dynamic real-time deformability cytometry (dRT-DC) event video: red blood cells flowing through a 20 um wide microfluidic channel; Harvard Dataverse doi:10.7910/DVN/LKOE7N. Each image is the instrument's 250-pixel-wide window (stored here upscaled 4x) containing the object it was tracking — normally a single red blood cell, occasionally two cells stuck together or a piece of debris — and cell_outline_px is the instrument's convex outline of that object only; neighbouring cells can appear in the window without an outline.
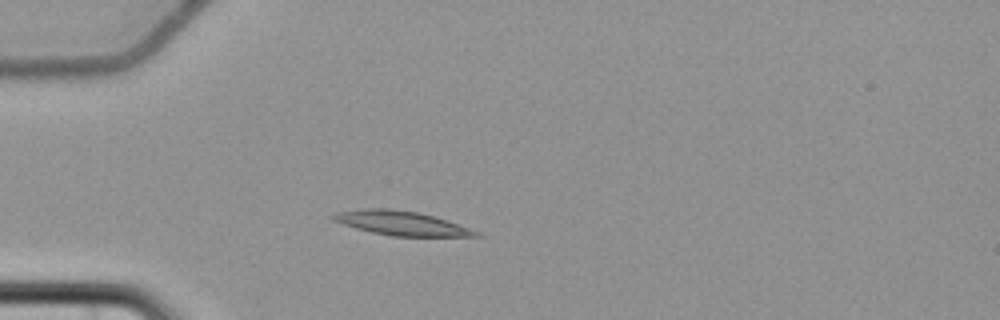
{"species": "common noctule bat (a hibernating species)", "species_latin": "Nyctalus noctula", "temperature_condition": "cold", "stored_images_in_passage": 5, "camera_frame_rate_fps": 3000, "um_per_image_px": 0.085, "animal": {"sex": "female", "body_mass_g": 22.7, "forearm_length_mm": 54.2}, "frame": {"image": 1, "passage_image": 3, "time_ms": 2.333, "image_size_px": [1000, 320], "cell_outline_px": [[484, 236], [392, 236], [372, 232], [356, 228], [332, 220], [328, 216], [336, 212], [364, 208], [388, 208], [416, 212], [448, 220], [480, 232]], "centroid_in_image_um": [34.09, 18.96], "position_along_channel_um": 50.9, "area_um2": 20.06}}
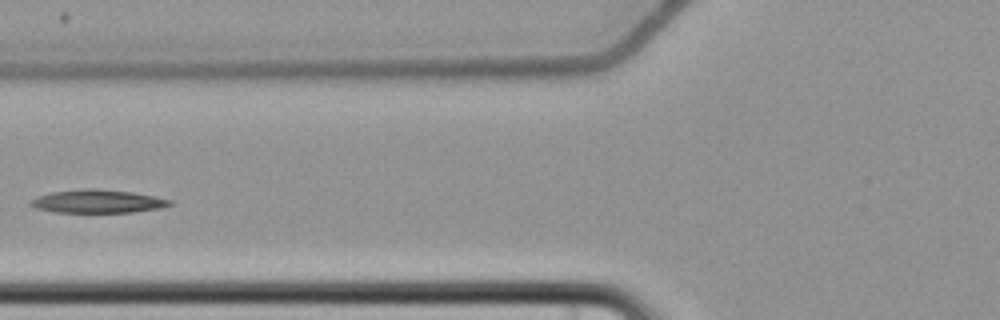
{"frame": {"image": 2, "passage_image": 5, "time_ms": 4.667, "image_size_px": [1000, 320], "cell_outline_px": [[176, 204], [160, 208], [132, 212], [56, 212], [36, 208], [28, 204], [28, 200], [52, 192], [88, 188], [132, 192], [156, 196], [172, 200]], "centroid_in_image_um": [8.34, 17.12], "position_along_channel_um": 117.5, "area_um2": 18.79}}